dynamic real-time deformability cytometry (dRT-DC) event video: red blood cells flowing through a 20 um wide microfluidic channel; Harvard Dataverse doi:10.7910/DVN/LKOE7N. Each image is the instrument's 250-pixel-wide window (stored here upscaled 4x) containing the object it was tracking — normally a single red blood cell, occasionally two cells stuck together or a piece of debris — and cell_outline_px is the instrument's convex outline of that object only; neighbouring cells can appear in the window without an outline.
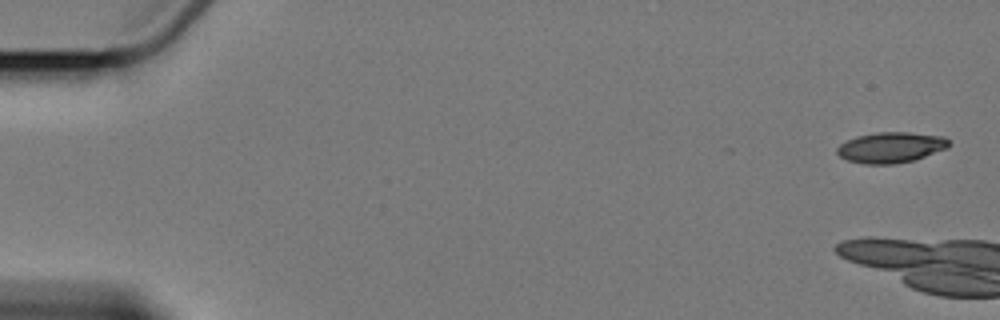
{"species": "Egyptian fruit bat (a non-hibernating species)", "species_latin": "Rousettus aegyptiacus", "temperature_condition": "cold", "stored_images_in_passage": 7, "camera_frame_rate_fps": 3000, "um_per_image_px": 0.085, "animal": {"sex": "female"}, "frame": {"image": 1, "passage_image": 1, "time_ms": 0.0, "image_size_px": [1000, 320], "cell_outline_px": [[948, 148], [912, 160], [896, 164], [864, 164], [848, 160], [840, 156], [836, 152], [836, 148], [840, 144], [856, 136], [876, 132], [908, 132], [944, 136], [948, 140]], "centroid_in_image_um": [75.7, 12.52], "position_along_channel_um": 9.3, "area_um2": 19.88}}